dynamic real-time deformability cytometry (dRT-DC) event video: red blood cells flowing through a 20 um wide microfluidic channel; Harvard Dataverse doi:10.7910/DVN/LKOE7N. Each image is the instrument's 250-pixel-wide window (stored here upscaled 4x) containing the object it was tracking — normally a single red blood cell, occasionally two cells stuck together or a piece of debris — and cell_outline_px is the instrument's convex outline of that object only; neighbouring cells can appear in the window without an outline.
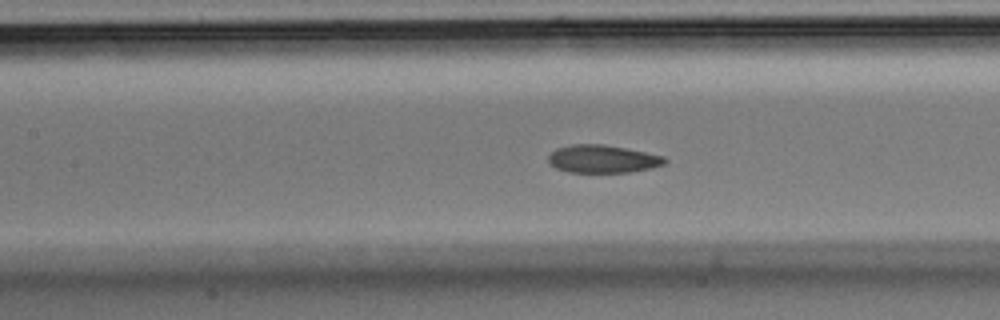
{"species": "Egyptian fruit bat (a non-hibernating species)", "species_latin": "Rousettus aegyptiacus", "temperature_condition": "room temperature", "stored_images_in_passage": 32, "camera_frame_rate_fps": 3000, "um_per_image_px": 0.085, "animal": {"sex": "male"}, "frame": {"image": 1, "passage_image": 10, "time_ms": 3.0, "image_size_px": [1000, 320], "cell_outline_px": [[668, 160], [664, 164], [648, 168], [628, 172], [568, 172], [556, 168], [548, 160], [548, 156], [556, 148], [572, 144], [604, 144], [664, 156]], "centroid_in_image_um": [51.2, 13.5], "position_along_channel_um": 156.2, "area_um2": 18.67}}
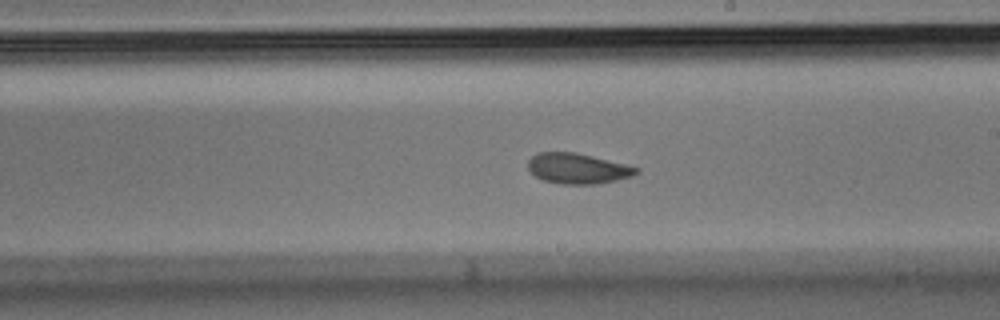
{"frame": {"image": 2, "passage_image": 16, "time_ms": 5.0, "image_size_px": [1000, 320], "cell_outline_px": [[640, 172], [632, 176], [600, 184], [560, 184], [544, 180], [536, 176], [528, 168], [528, 160], [536, 152], [576, 152], [640, 168]], "centroid_in_image_um": [49.1, 14.32], "position_along_channel_um": 239.9, "area_um2": 19.19}}
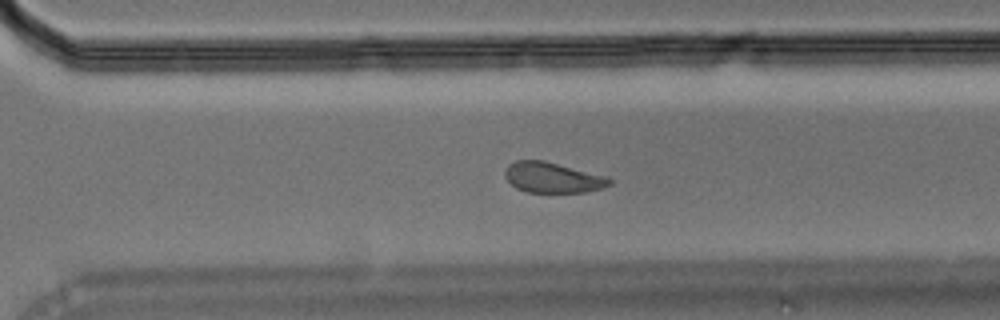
{"frame": {"image": 3, "passage_image": 22, "time_ms": 7.0, "image_size_px": [1000, 320], "cell_outline_px": [[612, 184], [588, 192], [528, 192], [516, 188], [504, 176], [504, 172], [508, 164], [516, 160], [544, 160], [608, 176], [612, 180]], "centroid_in_image_um": [46.98, 15.08], "position_along_channel_um": 323.6, "area_um2": 18.67}}